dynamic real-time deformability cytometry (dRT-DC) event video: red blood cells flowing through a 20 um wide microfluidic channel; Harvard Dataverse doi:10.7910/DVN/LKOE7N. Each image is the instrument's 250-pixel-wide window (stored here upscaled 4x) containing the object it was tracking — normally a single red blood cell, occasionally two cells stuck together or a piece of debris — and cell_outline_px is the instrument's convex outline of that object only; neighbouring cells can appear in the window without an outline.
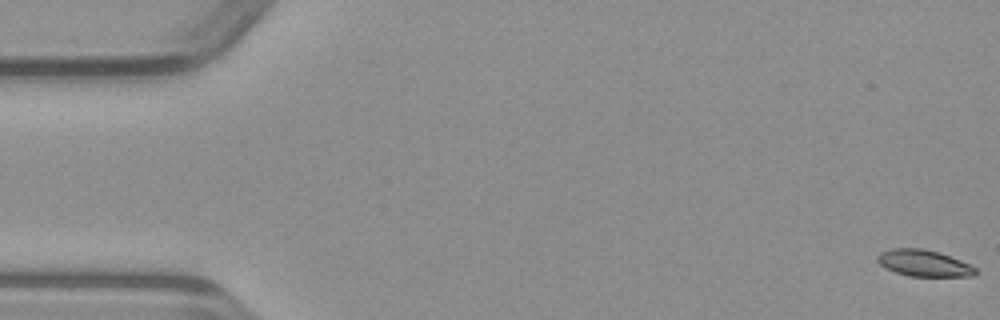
{"species": "common noctule bat (a hibernating species)", "species_latin": "Nyctalus noctula", "temperature_condition": "warm", "stored_images_in_passage": 51, "segment_of_instrument_passage": [1, 2], "camera_frame_rate_fps": 3000, "um_per_image_px": 0.085, "animal": {"sex": "male", "body_mass_g": 23.1, "forearm_length_mm": 52.7}, "frame": {"image": 1, "passage_image": 1, "time_ms": 0.0, "image_size_px": [1000, 320], "cell_outline_px": [[980, 272], [976, 276], [908, 276], [884, 268], [876, 260], [876, 256], [880, 252], [892, 248], [924, 248], [940, 252], [960, 260], [976, 268]], "centroid_in_image_um": [78.53, 22.36], "position_along_channel_um": 6.5, "area_um2": 15.37}}
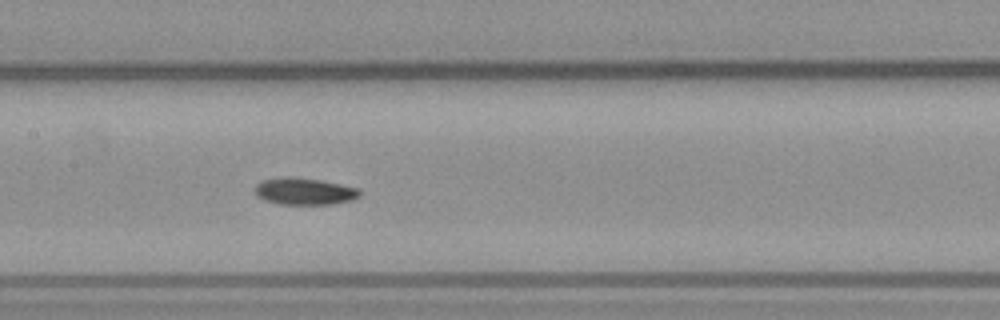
{"frame": {"image": 2, "passage_image": 24, "time_ms": 7.667, "image_size_px": [1000, 320], "cell_outline_px": [[360, 196], [352, 200], [332, 204], [280, 204], [264, 200], [256, 196], [256, 184], [264, 180], [284, 176], [292, 176], [320, 180], [360, 188]], "centroid_in_image_um": [25.89, 16.26], "position_along_channel_um": 181.5, "area_um2": 16.47}}
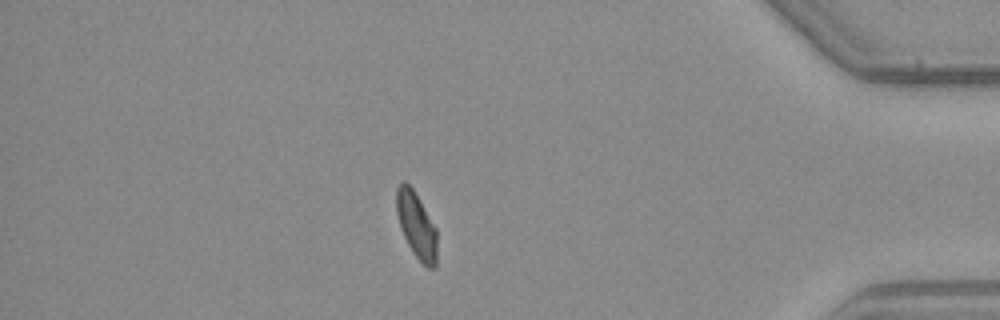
{"frame": {"image": 3, "passage_image": 43, "time_ms": 14.0, "image_size_px": [1000, 320], "cell_outline_px": [[436, 268], [428, 268], [412, 252], [400, 228], [396, 212], [396, 188], [404, 180], [412, 188], [436, 228]], "centroid_in_image_um": [35.38, 19.15], "position_along_channel_um": 399.8, "area_um2": 15.37}}